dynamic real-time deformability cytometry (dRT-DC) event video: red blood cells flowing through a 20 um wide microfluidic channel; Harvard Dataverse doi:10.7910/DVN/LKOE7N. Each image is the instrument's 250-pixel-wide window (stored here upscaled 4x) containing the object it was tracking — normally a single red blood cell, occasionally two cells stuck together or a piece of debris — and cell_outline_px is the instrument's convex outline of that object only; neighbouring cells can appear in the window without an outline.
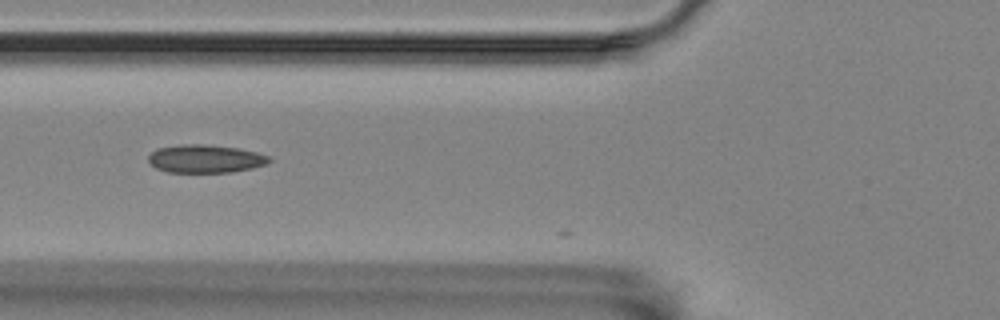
{"species": "Egyptian fruit bat (a non-hibernating species)", "species_latin": "Rousettus aegyptiacus", "temperature_condition": "room temperature", "stored_images_in_passage": 10, "camera_frame_rate_fps": 3000, "um_per_image_px": 0.085, "animal": {"sex": "female"}, "frame": {"image": 1, "passage_image": 3, "time_ms": 0.667, "image_size_px": [1000, 320], "cell_outline_px": [[272, 160], [268, 164], [252, 168], [232, 172], [168, 172], [156, 168], [148, 160], [148, 156], [156, 148], [184, 144], [204, 144], [236, 148], [256, 152], [268, 156]], "centroid_in_image_um": [17.46, 13.49], "position_along_channel_um": 108.3, "area_um2": 19.71}}
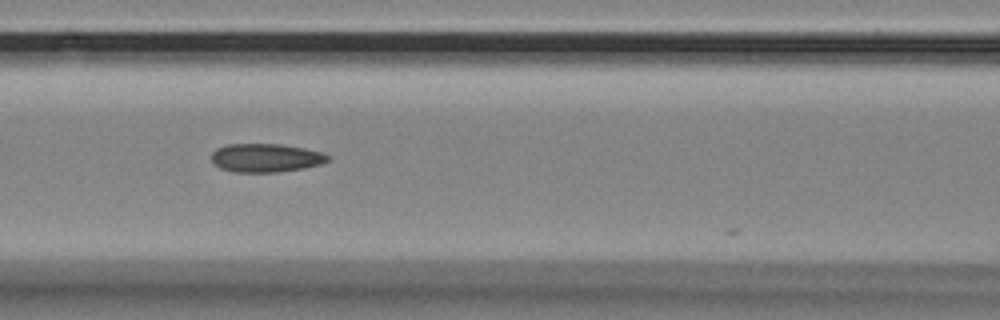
{"frame": {"image": 2, "passage_image": 6, "time_ms": 1.667, "image_size_px": [1000, 320], "cell_outline_px": [[332, 160], [320, 164], [304, 168], [276, 172], [236, 172], [220, 168], [212, 160], [212, 152], [216, 148], [228, 144], [280, 144], [304, 148], [324, 152], [332, 156]], "centroid_in_image_um": [22.65, 13.41], "position_along_channel_um": 143.9, "area_um2": 19.48}}
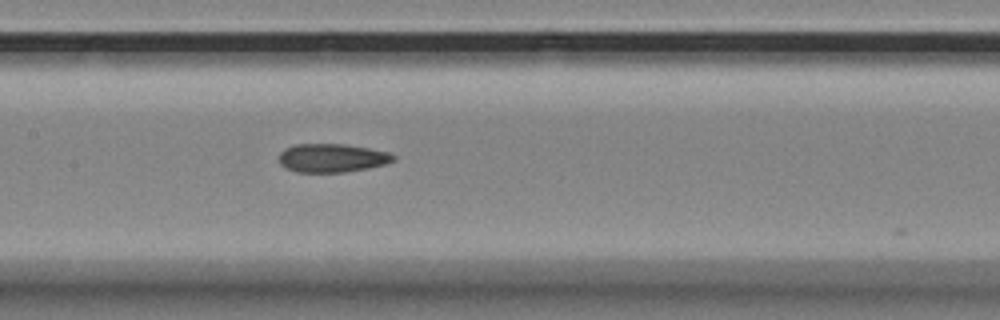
{"frame": {"image": 3, "passage_image": 9, "time_ms": 2.667, "image_size_px": [1000, 320], "cell_outline_px": [[396, 160], [384, 164], [368, 168], [344, 172], [296, 172], [284, 168], [280, 164], [280, 152], [284, 148], [296, 144], [344, 144], [368, 148], [388, 152], [396, 156]], "centroid_in_image_um": [28.2, 13.43], "position_along_channel_um": 179.2, "area_um2": 19.07}}